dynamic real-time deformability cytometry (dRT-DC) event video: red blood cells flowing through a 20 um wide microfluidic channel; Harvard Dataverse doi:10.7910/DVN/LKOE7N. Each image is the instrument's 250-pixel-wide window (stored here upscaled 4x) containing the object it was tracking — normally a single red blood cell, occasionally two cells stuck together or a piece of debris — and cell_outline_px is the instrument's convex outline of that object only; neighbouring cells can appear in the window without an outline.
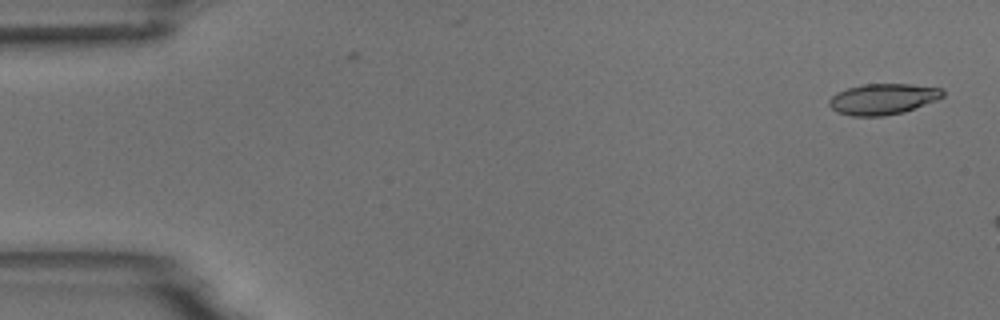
{"species": "common noctule bat (a hibernating species)", "species_latin": "Nyctalus noctula", "temperature_condition": "room temperature", "stored_images_in_passage": 3, "camera_frame_rate_fps": 3000, "um_per_image_px": 0.085, "animal": {"sex": "male", "body_mass_g": 18.8}, "frame": {"image": 1, "passage_image": 1, "time_ms": 0.0, "image_size_px": [1000, 320], "cell_outline_px": [[944, 96], [936, 100], [904, 112], [884, 116], [852, 116], [836, 112], [828, 104], [828, 100], [836, 92], [848, 88], [864, 84], [912, 84], [944, 88]], "centroid_in_image_um": [75.05, 8.41], "position_along_channel_um": 10.0, "area_um2": 20.58}}